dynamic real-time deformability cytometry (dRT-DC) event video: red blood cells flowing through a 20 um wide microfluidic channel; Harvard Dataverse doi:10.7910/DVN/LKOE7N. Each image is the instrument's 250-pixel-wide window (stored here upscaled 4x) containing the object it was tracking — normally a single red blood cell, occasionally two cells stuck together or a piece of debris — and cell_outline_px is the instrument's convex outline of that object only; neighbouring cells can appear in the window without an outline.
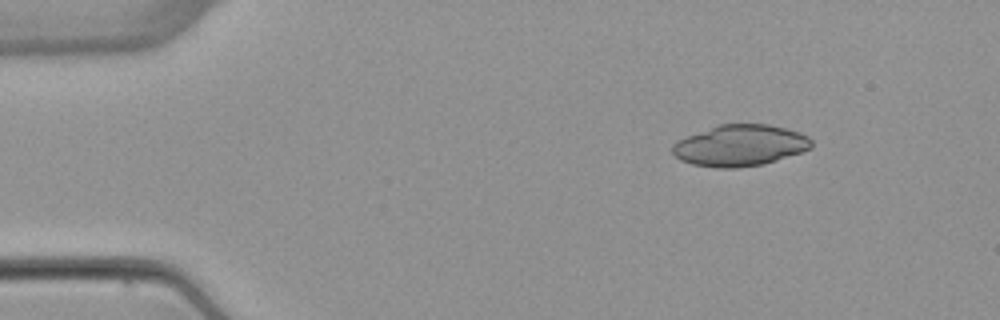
{"species": "common noctule bat (a hibernating species)", "species_latin": "Nyctalus noctula", "temperature_condition": "warm", "stored_images_in_passage": 3, "camera_frame_rate_fps": 3000, "um_per_image_px": 0.085, "animal": {"sex": "female", "body_mass_g": 22.7, "forearm_length_mm": 54.2}, "frame": {"image": 1, "passage_image": 1, "time_ms": 0.0, "image_size_px": [1000, 320], "cell_outline_px": [[812, 148], [764, 164], [736, 168], [716, 168], [692, 164], [680, 160], [672, 152], [672, 144], [676, 140], [716, 124], [768, 124], [800, 132], [808, 136], [812, 140]], "centroid_in_image_um": [62.87, 12.36], "position_along_channel_um": 22.1, "area_um2": 33.64}}